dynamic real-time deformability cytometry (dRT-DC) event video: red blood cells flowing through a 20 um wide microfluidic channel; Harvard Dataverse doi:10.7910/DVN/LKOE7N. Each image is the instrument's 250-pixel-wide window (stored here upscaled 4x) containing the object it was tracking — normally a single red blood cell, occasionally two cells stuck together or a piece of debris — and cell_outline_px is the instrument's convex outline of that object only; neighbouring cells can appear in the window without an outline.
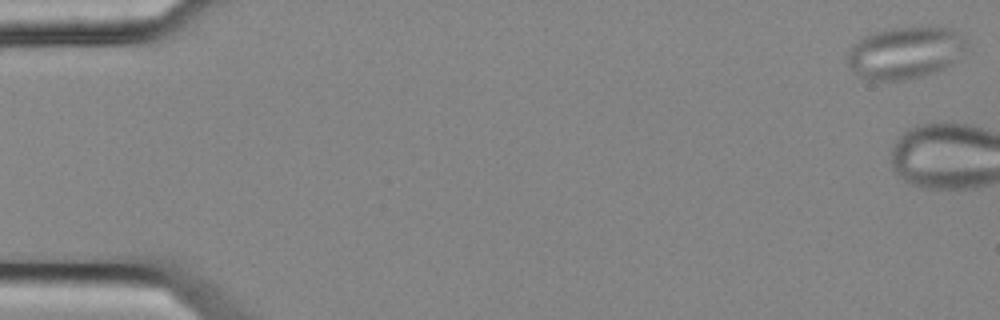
{"species": "common noctule bat (a hibernating species)", "species_latin": "Nyctalus noctula", "temperature_condition": "cold", "stored_images_in_passage": 6, "camera_frame_rate_fps": 3000, "um_per_image_px": 0.085, "animal": {"sex": "female", "body_mass_g": 25.1}, "frame": {"image": 1, "passage_image": 6, "time_ms": 1.667, "image_size_px": [1000, 320], "cell_outline_px": [[968, 48], [952, 64], [944, 68], [920, 76], [904, 80], [868, 80], [852, 72], [848, 68], [848, 52], [860, 40], [876, 32], [892, 28], [952, 28], [964, 32], [968, 40]], "centroid_in_image_um": [77.02, 4.48], "position_along_channel_um": 8.0, "area_um2": 36.01}}